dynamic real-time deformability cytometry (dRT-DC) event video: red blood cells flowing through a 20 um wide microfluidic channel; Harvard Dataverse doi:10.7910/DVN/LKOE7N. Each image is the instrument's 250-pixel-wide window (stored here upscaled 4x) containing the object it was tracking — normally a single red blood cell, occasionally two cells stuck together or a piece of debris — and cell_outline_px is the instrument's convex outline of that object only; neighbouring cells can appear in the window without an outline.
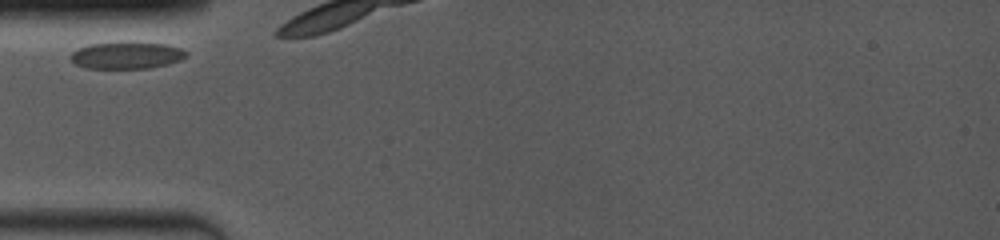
{"species": "common noctule bat (a hibernating species)", "species_latin": "Nyctalus noctula", "temperature_condition": "room temperature", "stored_images_in_passage": 2, "camera_frame_rate_fps": 4000, "um_per_image_px": 0.085, "animal": {"sex": "female", "body_mass_g": 19.0, "forearm_length_mm": 53.3}, "frame": {"image": 1, "passage_image": 1, "time_ms": 0.0, "image_size_px": [1000, 240], "cell_outline_px": [[188, 56], [180, 60], [168, 64], [152, 68], [84, 68], [76, 64], [68, 56], [72, 52], [80, 48], [92, 44], [164, 44], [180, 48], [188, 52]], "centroid_in_image_um": [10.78, 4.74], "position_along_channel_um": 74.2, "area_um2": 17.51}}